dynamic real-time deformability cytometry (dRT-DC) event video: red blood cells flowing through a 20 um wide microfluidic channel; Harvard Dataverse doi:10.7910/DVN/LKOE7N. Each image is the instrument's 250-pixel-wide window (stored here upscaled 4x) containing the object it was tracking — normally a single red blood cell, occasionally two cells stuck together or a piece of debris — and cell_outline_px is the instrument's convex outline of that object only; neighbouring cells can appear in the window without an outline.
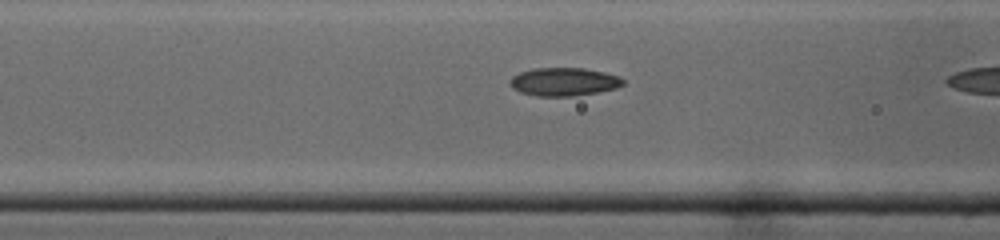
{"species": "common noctule bat (a hibernating species)", "species_latin": "Nyctalus noctula", "temperature_condition": "cold", "stored_images_in_passage": 9, "camera_frame_rate_fps": 3000, "um_per_image_px": 0.085, "animal": {"sex": "male", "body_mass_g": 19.0, "forearm_length_mm": 50.8}, "frame": {"image": 1, "passage_image": 8, "time_ms": 2.333, "image_size_px": [1000, 240], "cell_outline_px": [[624, 84], [616, 88], [596, 92], [572, 96], [536, 96], [520, 92], [512, 88], [508, 80], [512, 76], [520, 72], [532, 68], [584, 68], [604, 72], [620, 76], [624, 80]], "centroid_in_image_um": [47.9, 6.94], "position_along_channel_um": 118.7, "area_um2": 18.67}}